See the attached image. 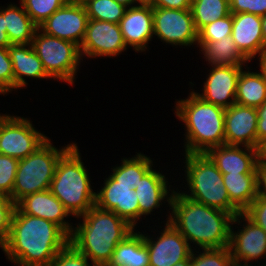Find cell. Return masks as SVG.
Here are the masks:
<instances>
[{"mask_svg": "<svg viewBox=\"0 0 266 266\" xmlns=\"http://www.w3.org/2000/svg\"><path fill=\"white\" fill-rule=\"evenodd\" d=\"M68 244L69 235L60 226L15 208L2 250L20 266H48Z\"/></svg>", "mask_w": 266, "mask_h": 266, "instance_id": "6da1fadb", "label": "cell"}, {"mask_svg": "<svg viewBox=\"0 0 266 266\" xmlns=\"http://www.w3.org/2000/svg\"><path fill=\"white\" fill-rule=\"evenodd\" d=\"M167 201L173 213L167 222L187 241L196 243L202 249L229 246L232 214L196 202L174 190Z\"/></svg>", "mask_w": 266, "mask_h": 266, "instance_id": "7a4b0ae2", "label": "cell"}, {"mask_svg": "<svg viewBox=\"0 0 266 266\" xmlns=\"http://www.w3.org/2000/svg\"><path fill=\"white\" fill-rule=\"evenodd\" d=\"M82 224L75 227L69 243L90 258L91 264L106 266L114 249L134 230L127 221L113 211L94 205L84 215Z\"/></svg>", "mask_w": 266, "mask_h": 266, "instance_id": "3957f363", "label": "cell"}, {"mask_svg": "<svg viewBox=\"0 0 266 266\" xmlns=\"http://www.w3.org/2000/svg\"><path fill=\"white\" fill-rule=\"evenodd\" d=\"M176 104V116L186 125V153H206L225 145V108L208 103L196 92Z\"/></svg>", "mask_w": 266, "mask_h": 266, "instance_id": "277c9868", "label": "cell"}, {"mask_svg": "<svg viewBox=\"0 0 266 266\" xmlns=\"http://www.w3.org/2000/svg\"><path fill=\"white\" fill-rule=\"evenodd\" d=\"M49 190L74 217H81L95 205V192L76 144L59 159Z\"/></svg>", "mask_w": 266, "mask_h": 266, "instance_id": "5b68a950", "label": "cell"}, {"mask_svg": "<svg viewBox=\"0 0 266 266\" xmlns=\"http://www.w3.org/2000/svg\"><path fill=\"white\" fill-rule=\"evenodd\" d=\"M187 183L190 195L184 196L232 214L234 217L241 211L230 201L223 183L222 173L206 153H185Z\"/></svg>", "mask_w": 266, "mask_h": 266, "instance_id": "8992f818", "label": "cell"}, {"mask_svg": "<svg viewBox=\"0 0 266 266\" xmlns=\"http://www.w3.org/2000/svg\"><path fill=\"white\" fill-rule=\"evenodd\" d=\"M72 145L58 150L47 139L34 153L19 159L11 200L17 204L28 195L49 190L59 159Z\"/></svg>", "mask_w": 266, "mask_h": 266, "instance_id": "52a82bcc", "label": "cell"}, {"mask_svg": "<svg viewBox=\"0 0 266 266\" xmlns=\"http://www.w3.org/2000/svg\"><path fill=\"white\" fill-rule=\"evenodd\" d=\"M40 33L38 28L32 39V47L51 78L73 84L81 53L77 44Z\"/></svg>", "mask_w": 266, "mask_h": 266, "instance_id": "ba28073f", "label": "cell"}, {"mask_svg": "<svg viewBox=\"0 0 266 266\" xmlns=\"http://www.w3.org/2000/svg\"><path fill=\"white\" fill-rule=\"evenodd\" d=\"M47 139L35 130L30 120L0 115V154L23 159L34 153Z\"/></svg>", "mask_w": 266, "mask_h": 266, "instance_id": "9c48e42d", "label": "cell"}, {"mask_svg": "<svg viewBox=\"0 0 266 266\" xmlns=\"http://www.w3.org/2000/svg\"><path fill=\"white\" fill-rule=\"evenodd\" d=\"M153 28L155 35L172 45L190 46L198 40L190 9L153 7Z\"/></svg>", "mask_w": 266, "mask_h": 266, "instance_id": "30bf717a", "label": "cell"}, {"mask_svg": "<svg viewBox=\"0 0 266 266\" xmlns=\"http://www.w3.org/2000/svg\"><path fill=\"white\" fill-rule=\"evenodd\" d=\"M88 20L83 3L67 2L38 28L47 35L71 41L80 47Z\"/></svg>", "mask_w": 266, "mask_h": 266, "instance_id": "8fae6325", "label": "cell"}, {"mask_svg": "<svg viewBox=\"0 0 266 266\" xmlns=\"http://www.w3.org/2000/svg\"><path fill=\"white\" fill-rule=\"evenodd\" d=\"M80 53L88 57H113L125 51L126 43L119 24L89 19Z\"/></svg>", "mask_w": 266, "mask_h": 266, "instance_id": "7c38bea8", "label": "cell"}, {"mask_svg": "<svg viewBox=\"0 0 266 266\" xmlns=\"http://www.w3.org/2000/svg\"><path fill=\"white\" fill-rule=\"evenodd\" d=\"M162 232L157 241L143 235L149 252L150 266H174L189 260L192 249L180 232L170 222L166 223Z\"/></svg>", "mask_w": 266, "mask_h": 266, "instance_id": "4fadbf2b", "label": "cell"}, {"mask_svg": "<svg viewBox=\"0 0 266 266\" xmlns=\"http://www.w3.org/2000/svg\"><path fill=\"white\" fill-rule=\"evenodd\" d=\"M105 186L95 193V205L103 210L113 211L117 216L135 227L139 219L138 197L130 184L115 181L111 176Z\"/></svg>", "mask_w": 266, "mask_h": 266, "instance_id": "5bb4252c", "label": "cell"}, {"mask_svg": "<svg viewBox=\"0 0 266 266\" xmlns=\"http://www.w3.org/2000/svg\"><path fill=\"white\" fill-rule=\"evenodd\" d=\"M239 218L245 220L246 226L237 233H234L231 228L228 248L235 266H248L247 261L266 256V231L256 225L243 212L233 218L232 224L237 221L240 223ZM241 261L245 263L242 265L239 263Z\"/></svg>", "mask_w": 266, "mask_h": 266, "instance_id": "9a60e30c", "label": "cell"}, {"mask_svg": "<svg viewBox=\"0 0 266 266\" xmlns=\"http://www.w3.org/2000/svg\"><path fill=\"white\" fill-rule=\"evenodd\" d=\"M256 108L233 104L225 109V145H243L257 149Z\"/></svg>", "mask_w": 266, "mask_h": 266, "instance_id": "2e32d148", "label": "cell"}, {"mask_svg": "<svg viewBox=\"0 0 266 266\" xmlns=\"http://www.w3.org/2000/svg\"><path fill=\"white\" fill-rule=\"evenodd\" d=\"M212 67L206 82H204L202 95L196 94L208 103L225 109L229 108L235 104L236 89L242 66L221 65Z\"/></svg>", "mask_w": 266, "mask_h": 266, "instance_id": "e0dca14e", "label": "cell"}, {"mask_svg": "<svg viewBox=\"0 0 266 266\" xmlns=\"http://www.w3.org/2000/svg\"><path fill=\"white\" fill-rule=\"evenodd\" d=\"M124 41L136 51H145L146 45L154 35L153 7L151 5L131 6L118 23Z\"/></svg>", "mask_w": 266, "mask_h": 266, "instance_id": "ac0fdd59", "label": "cell"}, {"mask_svg": "<svg viewBox=\"0 0 266 266\" xmlns=\"http://www.w3.org/2000/svg\"><path fill=\"white\" fill-rule=\"evenodd\" d=\"M16 208L21 213L52 221L69 236L73 231L72 225L64 221V218L70 215L69 212L50 190H43L22 198L16 204Z\"/></svg>", "mask_w": 266, "mask_h": 266, "instance_id": "d6986e66", "label": "cell"}, {"mask_svg": "<svg viewBox=\"0 0 266 266\" xmlns=\"http://www.w3.org/2000/svg\"><path fill=\"white\" fill-rule=\"evenodd\" d=\"M232 39L239 51L250 61L266 51L262 36L261 16L251 13L233 14Z\"/></svg>", "mask_w": 266, "mask_h": 266, "instance_id": "ffe728a7", "label": "cell"}, {"mask_svg": "<svg viewBox=\"0 0 266 266\" xmlns=\"http://www.w3.org/2000/svg\"><path fill=\"white\" fill-rule=\"evenodd\" d=\"M244 148L246 152L237 145H220L209 149L206 154L221 173H252L258 161L257 149Z\"/></svg>", "mask_w": 266, "mask_h": 266, "instance_id": "44dd1931", "label": "cell"}, {"mask_svg": "<svg viewBox=\"0 0 266 266\" xmlns=\"http://www.w3.org/2000/svg\"><path fill=\"white\" fill-rule=\"evenodd\" d=\"M11 45L8 48L14 73V89L26 87L24 77L50 78L31 44Z\"/></svg>", "mask_w": 266, "mask_h": 266, "instance_id": "7402d4cb", "label": "cell"}, {"mask_svg": "<svg viewBox=\"0 0 266 266\" xmlns=\"http://www.w3.org/2000/svg\"><path fill=\"white\" fill-rule=\"evenodd\" d=\"M134 191L138 197L139 219L150 214L154 208H159L169 193L165 176L152 168L139 180Z\"/></svg>", "mask_w": 266, "mask_h": 266, "instance_id": "603a6c76", "label": "cell"}, {"mask_svg": "<svg viewBox=\"0 0 266 266\" xmlns=\"http://www.w3.org/2000/svg\"><path fill=\"white\" fill-rule=\"evenodd\" d=\"M106 266H150L148 248L140 232L130 233L114 249Z\"/></svg>", "mask_w": 266, "mask_h": 266, "instance_id": "cb8c5ba5", "label": "cell"}, {"mask_svg": "<svg viewBox=\"0 0 266 266\" xmlns=\"http://www.w3.org/2000/svg\"><path fill=\"white\" fill-rule=\"evenodd\" d=\"M230 201L243 212L257 197L256 169L252 173H222Z\"/></svg>", "mask_w": 266, "mask_h": 266, "instance_id": "d4e9b609", "label": "cell"}, {"mask_svg": "<svg viewBox=\"0 0 266 266\" xmlns=\"http://www.w3.org/2000/svg\"><path fill=\"white\" fill-rule=\"evenodd\" d=\"M21 8L11 4L4 9V29H7V35L12 45L31 44L38 29L23 6Z\"/></svg>", "mask_w": 266, "mask_h": 266, "instance_id": "484cf974", "label": "cell"}, {"mask_svg": "<svg viewBox=\"0 0 266 266\" xmlns=\"http://www.w3.org/2000/svg\"><path fill=\"white\" fill-rule=\"evenodd\" d=\"M203 49L201 50L206 61L211 66H243V62L249 60L239 51L232 36L224 37L217 42H197Z\"/></svg>", "mask_w": 266, "mask_h": 266, "instance_id": "4316f807", "label": "cell"}, {"mask_svg": "<svg viewBox=\"0 0 266 266\" xmlns=\"http://www.w3.org/2000/svg\"><path fill=\"white\" fill-rule=\"evenodd\" d=\"M266 101V82L258 72L242 71L238 79L235 103L258 108Z\"/></svg>", "mask_w": 266, "mask_h": 266, "instance_id": "83f0119b", "label": "cell"}, {"mask_svg": "<svg viewBox=\"0 0 266 266\" xmlns=\"http://www.w3.org/2000/svg\"><path fill=\"white\" fill-rule=\"evenodd\" d=\"M191 13L199 31L205 25L230 14L229 0H192Z\"/></svg>", "mask_w": 266, "mask_h": 266, "instance_id": "f1b7e54d", "label": "cell"}, {"mask_svg": "<svg viewBox=\"0 0 266 266\" xmlns=\"http://www.w3.org/2000/svg\"><path fill=\"white\" fill-rule=\"evenodd\" d=\"M150 157L139 153L131 159H123L122 165L113 168V173L110 175L115 181L125 184H130L135 188L139 180L152 168Z\"/></svg>", "mask_w": 266, "mask_h": 266, "instance_id": "f546056e", "label": "cell"}, {"mask_svg": "<svg viewBox=\"0 0 266 266\" xmlns=\"http://www.w3.org/2000/svg\"><path fill=\"white\" fill-rule=\"evenodd\" d=\"M89 19L101 20L118 24L127 7L114 0H85L83 2Z\"/></svg>", "mask_w": 266, "mask_h": 266, "instance_id": "4dcf8cb0", "label": "cell"}, {"mask_svg": "<svg viewBox=\"0 0 266 266\" xmlns=\"http://www.w3.org/2000/svg\"><path fill=\"white\" fill-rule=\"evenodd\" d=\"M26 13L39 27L55 11L63 7L66 0H20Z\"/></svg>", "mask_w": 266, "mask_h": 266, "instance_id": "1f68e13d", "label": "cell"}, {"mask_svg": "<svg viewBox=\"0 0 266 266\" xmlns=\"http://www.w3.org/2000/svg\"><path fill=\"white\" fill-rule=\"evenodd\" d=\"M202 250L203 253L198 256L192 251L189 258L190 266H235L228 247Z\"/></svg>", "mask_w": 266, "mask_h": 266, "instance_id": "d6a6232c", "label": "cell"}, {"mask_svg": "<svg viewBox=\"0 0 266 266\" xmlns=\"http://www.w3.org/2000/svg\"><path fill=\"white\" fill-rule=\"evenodd\" d=\"M233 26V14L209 23L198 31L197 42H217L224 37L231 36Z\"/></svg>", "mask_w": 266, "mask_h": 266, "instance_id": "836d02e7", "label": "cell"}, {"mask_svg": "<svg viewBox=\"0 0 266 266\" xmlns=\"http://www.w3.org/2000/svg\"><path fill=\"white\" fill-rule=\"evenodd\" d=\"M18 163V159L0 154V196L12 195Z\"/></svg>", "mask_w": 266, "mask_h": 266, "instance_id": "e575fe53", "label": "cell"}, {"mask_svg": "<svg viewBox=\"0 0 266 266\" xmlns=\"http://www.w3.org/2000/svg\"><path fill=\"white\" fill-rule=\"evenodd\" d=\"M88 257L78 252L70 243L50 262L48 266H91ZM93 266H97L93 263Z\"/></svg>", "mask_w": 266, "mask_h": 266, "instance_id": "d590c367", "label": "cell"}, {"mask_svg": "<svg viewBox=\"0 0 266 266\" xmlns=\"http://www.w3.org/2000/svg\"><path fill=\"white\" fill-rule=\"evenodd\" d=\"M16 204L10 197L0 196V247L6 244L9 237L11 220Z\"/></svg>", "mask_w": 266, "mask_h": 266, "instance_id": "8d00e7d4", "label": "cell"}, {"mask_svg": "<svg viewBox=\"0 0 266 266\" xmlns=\"http://www.w3.org/2000/svg\"><path fill=\"white\" fill-rule=\"evenodd\" d=\"M0 88L5 94L14 89L12 62L6 47H0Z\"/></svg>", "mask_w": 266, "mask_h": 266, "instance_id": "74e56055", "label": "cell"}, {"mask_svg": "<svg viewBox=\"0 0 266 266\" xmlns=\"http://www.w3.org/2000/svg\"><path fill=\"white\" fill-rule=\"evenodd\" d=\"M230 13H251L258 16L266 14V0H229Z\"/></svg>", "mask_w": 266, "mask_h": 266, "instance_id": "f35d334b", "label": "cell"}, {"mask_svg": "<svg viewBox=\"0 0 266 266\" xmlns=\"http://www.w3.org/2000/svg\"><path fill=\"white\" fill-rule=\"evenodd\" d=\"M243 213L266 231V198L256 197Z\"/></svg>", "mask_w": 266, "mask_h": 266, "instance_id": "ab89813d", "label": "cell"}, {"mask_svg": "<svg viewBox=\"0 0 266 266\" xmlns=\"http://www.w3.org/2000/svg\"><path fill=\"white\" fill-rule=\"evenodd\" d=\"M257 111V148L266 139V101L256 108Z\"/></svg>", "mask_w": 266, "mask_h": 266, "instance_id": "60d3db41", "label": "cell"}, {"mask_svg": "<svg viewBox=\"0 0 266 266\" xmlns=\"http://www.w3.org/2000/svg\"><path fill=\"white\" fill-rule=\"evenodd\" d=\"M256 183H257V197L266 198V163L257 161Z\"/></svg>", "mask_w": 266, "mask_h": 266, "instance_id": "b9f144b4", "label": "cell"}, {"mask_svg": "<svg viewBox=\"0 0 266 266\" xmlns=\"http://www.w3.org/2000/svg\"><path fill=\"white\" fill-rule=\"evenodd\" d=\"M192 0H155L151 5L156 8L190 9Z\"/></svg>", "mask_w": 266, "mask_h": 266, "instance_id": "7bdbcfd3", "label": "cell"}, {"mask_svg": "<svg viewBox=\"0 0 266 266\" xmlns=\"http://www.w3.org/2000/svg\"><path fill=\"white\" fill-rule=\"evenodd\" d=\"M11 45L7 29H4V9H0V47L9 48Z\"/></svg>", "mask_w": 266, "mask_h": 266, "instance_id": "ee69618b", "label": "cell"}, {"mask_svg": "<svg viewBox=\"0 0 266 266\" xmlns=\"http://www.w3.org/2000/svg\"><path fill=\"white\" fill-rule=\"evenodd\" d=\"M258 161L266 163V139L259 143L257 148Z\"/></svg>", "mask_w": 266, "mask_h": 266, "instance_id": "f6af8a7d", "label": "cell"}, {"mask_svg": "<svg viewBox=\"0 0 266 266\" xmlns=\"http://www.w3.org/2000/svg\"><path fill=\"white\" fill-rule=\"evenodd\" d=\"M260 56V69H261V75L264 78L265 82H266V51L261 52L259 54Z\"/></svg>", "mask_w": 266, "mask_h": 266, "instance_id": "bcb514c9", "label": "cell"}, {"mask_svg": "<svg viewBox=\"0 0 266 266\" xmlns=\"http://www.w3.org/2000/svg\"><path fill=\"white\" fill-rule=\"evenodd\" d=\"M262 19V36L264 41V46L266 47V14L261 17Z\"/></svg>", "mask_w": 266, "mask_h": 266, "instance_id": "7dc6e473", "label": "cell"}, {"mask_svg": "<svg viewBox=\"0 0 266 266\" xmlns=\"http://www.w3.org/2000/svg\"><path fill=\"white\" fill-rule=\"evenodd\" d=\"M115 2H117L118 4H121L125 7H129V5L131 6V4H135L136 0H114Z\"/></svg>", "mask_w": 266, "mask_h": 266, "instance_id": "c3c4849f", "label": "cell"}, {"mask_svg": "<svg viewBox=\"0 0 266 266\" xmlns=\"http://www.w3.org/2000/svg\"><path fill=\"white\" fill-rule=\"evenodd\" d=\"M155 0H136L141 5H152Z\"/></svg>", "mask_w": 266, "mask_h": 266, "instance_id": "681fc988", "label": "cell"}, {"mask_svg": "<svg viewBox=\"0 0 266 266\" xmlns=\"http://www.w3.org/2000/svg\"><path fill=\"white\" fill-rule=\"evenodd\" d=\"M174 266H190L189 260L176 263Z\"/></svg>", "mask_w": 266, "mask_h": 266, "instance_id": "f907efd6", "label": "cell"}, {"mask_svg": "<svg viewBox=\"0 0 266 266\" xmlns=\"http://www.w3.org/2000/svg\"><path fill=\"white\" fill-rule=\"evenodd\" d=\"M67 2L83 3L85 0H66Z\"/></svg>", "mask_w": 266, "mask_h": 266, "instance_id": "816d5d0a", "label": "cell"}, {"mask_svg": "<svg viewBox=\"0 0 266 266\" xmlns=\"http://www.w3.org/2000/svg\"><path fill=\"white\" fill-rule=\"evenodd\" d=\"M0 93L4 94L5 92L0 88Z\"/></svg>", "mask_w": 266, "mask_h": 266, "instance_id": "f5cc1de1", "label": "cell"}]
</instances>
